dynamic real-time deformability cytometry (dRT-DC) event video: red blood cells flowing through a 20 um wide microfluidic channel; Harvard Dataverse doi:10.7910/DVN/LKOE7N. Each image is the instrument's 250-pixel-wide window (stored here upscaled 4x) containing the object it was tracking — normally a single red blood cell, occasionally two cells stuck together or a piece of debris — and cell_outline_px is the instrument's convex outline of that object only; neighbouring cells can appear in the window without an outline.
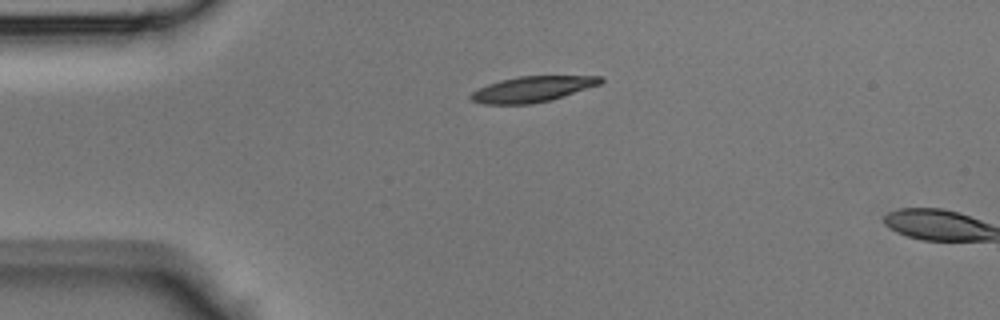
{"species": "Egyptian fruit bat (a non-hibernating species)", "species_latin": "Rousettus aegyptiacus", "temperature_condition": "room temperature", "stored_images_in_passage": 2, "camera_frame_rate_fps": 3000, "um_per_image_px": 0.085, "animal": {"sex": "male"}, "frame": {"image": 1, "passage_image": 1, "time_ms": 0.0, "image_size_px": [1000, 320], "cell_outline_px": [[604, 80], [600, 84], [552, 100], [528, 104], [484, 104], [472, 100], [468, 96], [472, 92], [488, 84], [500, 80], [520, 76], [604, 76]], "centroid_in_image_um": [45.26, 7.57], "position_along_channel_um": 39.7, "area_um2": 19.31}}